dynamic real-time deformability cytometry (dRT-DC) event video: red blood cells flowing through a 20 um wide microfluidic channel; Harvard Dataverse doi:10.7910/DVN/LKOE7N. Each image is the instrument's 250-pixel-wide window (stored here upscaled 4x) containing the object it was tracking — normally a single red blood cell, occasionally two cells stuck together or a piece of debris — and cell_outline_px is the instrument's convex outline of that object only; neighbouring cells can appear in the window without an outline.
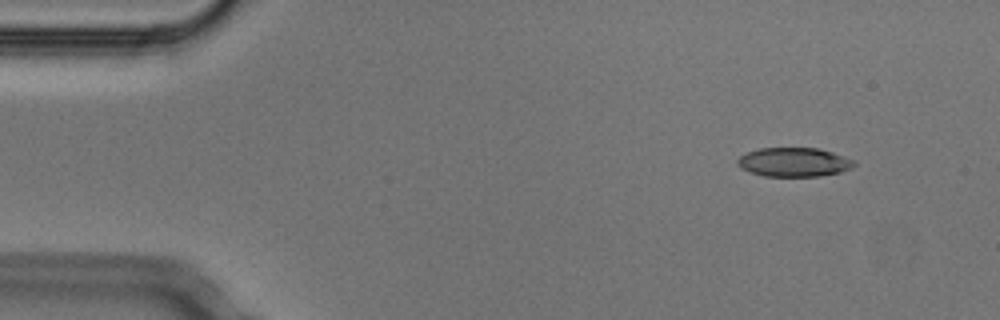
{"species": "Egyptian fruit bat (a non-hibernating species)", "species_latin": "Rousettus aegyptiacus", "temperature_condition": "cold", "stored_images_in_passage": 7, "camera_frame_rate_fps": 3000, "um_per_image_px": 0.085, "animal": {"sex": "male"}, "frame": {"image": 1, "passage_image": 1, "time_ms": 0.0, "image_size_px": [1000, 320], "cell_outline_px": [[856, 164], [852, 168], [840, 172], [820, 176], [764, 176], [740, 168], [736, 164], [736, 160], [740, 156], [748, 152], [760, 148], [820, 148], [856, 160]], "centroid_in_image_um": [67.51, 13.78], "position_along_channel_um": 17.5, "area_um2": 19.83}}
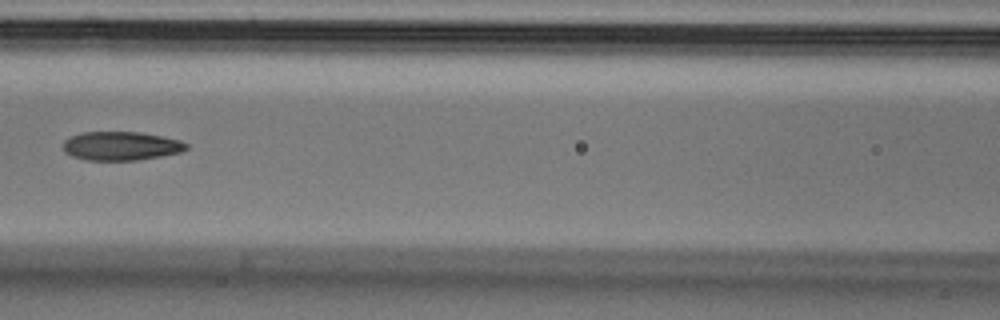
{"frame": {"image": 2, "passage_image": 6, "time_ms": 1.667, "image_size_px": [1000, 320], "cell_outline_px": [[188, 148], [180, 152], [160, 156], [136, 160], [84, 160], [72, 156], [64, 152], [64, 140], [80, 132], [140, 132], [180, 140], [188, 144]], "centroid_in_image_um": [10.27, 12.4], "position_along_channel_um": 156.3, "area_um2": 20.58}}
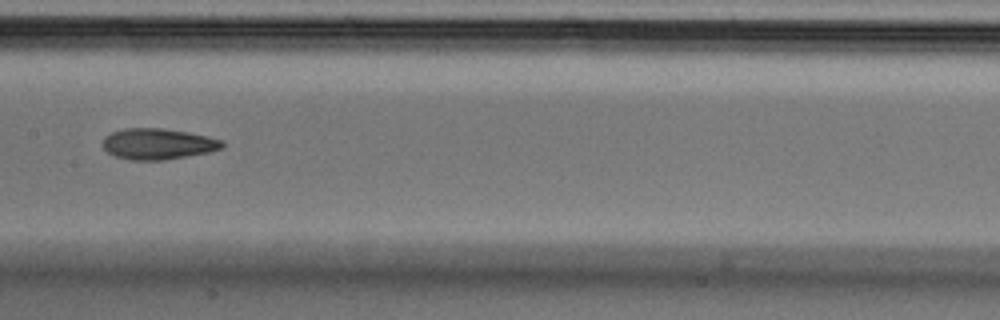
{"frame": {"image": 3, "passage_image": 7, "time_ms": 2.0, "image_size_px": [1000, 320], "cell_outline_px": [[224, 148], [208, 152], [164, 160], [132, 160], [116, 156], [108, 152], [104, 148], [104, 136], [112, 132], [124, 128], [164, 128], [188, 132], [208, 136], [224, 140]], "centroid_in_image_um": [13.46, 12.22], "position_along_channel_um": 193.9, "area_um2": 21.56}}